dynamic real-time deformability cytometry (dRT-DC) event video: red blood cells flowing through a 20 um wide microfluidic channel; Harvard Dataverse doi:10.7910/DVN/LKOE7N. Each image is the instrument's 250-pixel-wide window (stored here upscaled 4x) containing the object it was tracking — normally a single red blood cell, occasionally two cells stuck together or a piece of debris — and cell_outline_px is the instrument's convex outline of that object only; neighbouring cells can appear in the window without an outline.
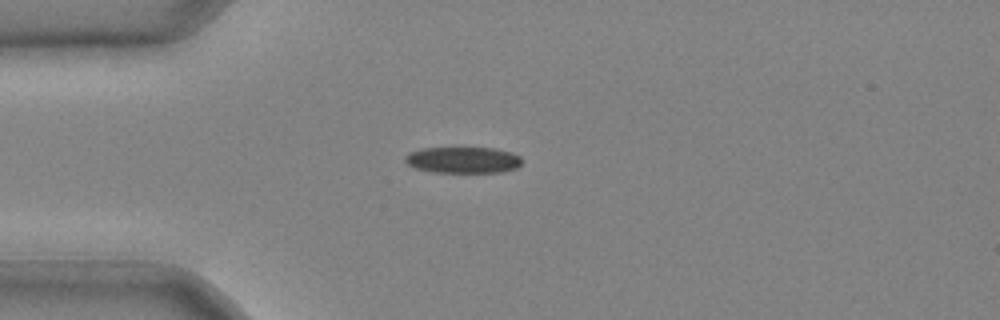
{"species": "common noctule bat (a hibernating species)", "species_latin": "Nyctalus noctula", "temperature_condition": "cold", "stored_images_in_passage": 32, "camera_frame_rate_fps": 3000, "um_per_image_px": 0.085, "animal": {"sex": "male", "body_mass_g": 20.4}, "frame": {"image": 1, "passage_image": 1, "time_ms": 0.0, "image_size_px": [1000, 320], "cell_outline_px": [[524, 160], [516, 168], [504, 172], [432, 172], [416, 168], [408, 164], [404, 160], [404, 156], [408, 152], [424, 148], [492, 148], [512, 152], [520, 156]], "centroid_in_image_um": [39.37, 13.6], "position_along_channel_um": 45.6, "area_um2": 17.98}}
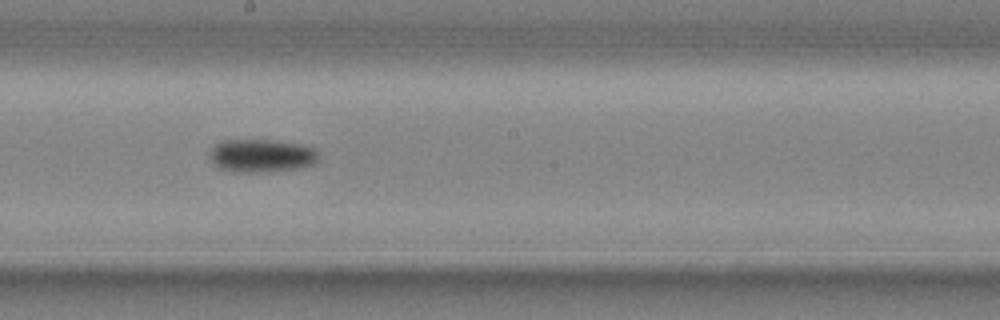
{"frame": {"image": 2, "passage_image": 14, "time_ms": 4.333, "image_size_px": [1000, 320], "cell_outline_px": [[320, 160], [316, 164], [304, 168], [268, 172], [240, 172], [220, 168], [212, 160], [212, 148], [216, 144], [224, 140], [276, 140], [300, 144], [316, 148], [320, 156]], "centroid_in_image_um": [22.37, 13.24], "position_along_channel_um": 225.8, "area_um2": 21.21}}
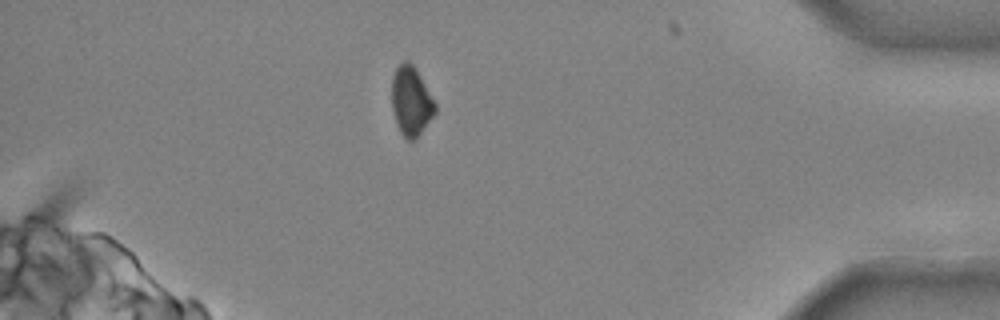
{"frame": {"image": 3, "passage_image": 28, "time_ms": 9.0, "image_size_px": [1000, 320], "cell_outline_px": [[436, 112], [416, 140], [408, 140], [400, 132], [396, 124], [392, 108], [392, 76], [396, 68], [404, 60], [408, 60], [416, 68], [436, 104]], "centroid_in_image_um": [34.94, 8.6], "position_along_channel_um": 400.3, "area_um2": 17.57}}